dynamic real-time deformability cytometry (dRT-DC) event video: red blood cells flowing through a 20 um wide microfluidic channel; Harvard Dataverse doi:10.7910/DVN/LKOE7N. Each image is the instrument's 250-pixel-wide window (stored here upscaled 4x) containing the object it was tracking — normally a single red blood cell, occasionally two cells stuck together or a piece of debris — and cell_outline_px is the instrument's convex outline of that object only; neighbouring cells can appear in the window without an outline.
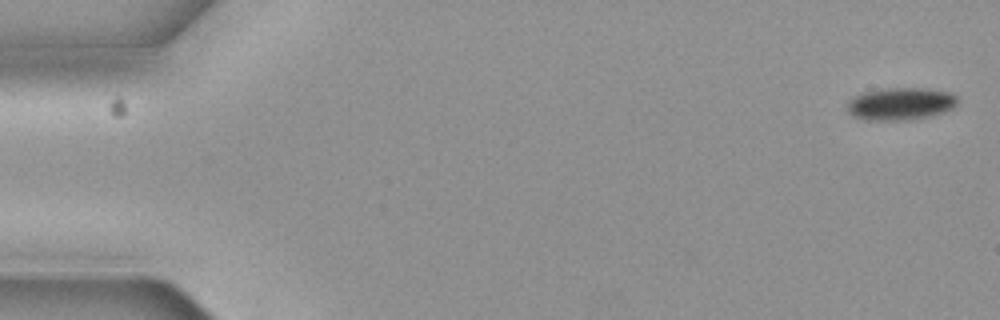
{"species": "common noctule bat (a hibernating species)", "species_latin": "Nyctalus noctula", "temperature_condition": "cold", "stored_images_in_passage": 4, "camera_frame_rate_fps": 3000, "um_per_image_px": 0.085, "animal": {"sex": "female", "body_mass_g": 19.3, "forearm_length_mm": 54.1}, "frame": {"image": 1, "passage_image": 1, "time_ms": 0.0, "image_size_px": [1000, 320], "cell_outline_px": [[956, 104], [952, 108], [928, 116], [896, 120], [868, 120], [856, 116], [848, 112], [848, 100], [852, 96], [864, 92], [884, 88], [928, 88], [948, 92], [956, 96]], "centroid_in_image_um": [76.5, 8.8], "position_along_channel_um": 8.5, "area_um2": 20.46}}